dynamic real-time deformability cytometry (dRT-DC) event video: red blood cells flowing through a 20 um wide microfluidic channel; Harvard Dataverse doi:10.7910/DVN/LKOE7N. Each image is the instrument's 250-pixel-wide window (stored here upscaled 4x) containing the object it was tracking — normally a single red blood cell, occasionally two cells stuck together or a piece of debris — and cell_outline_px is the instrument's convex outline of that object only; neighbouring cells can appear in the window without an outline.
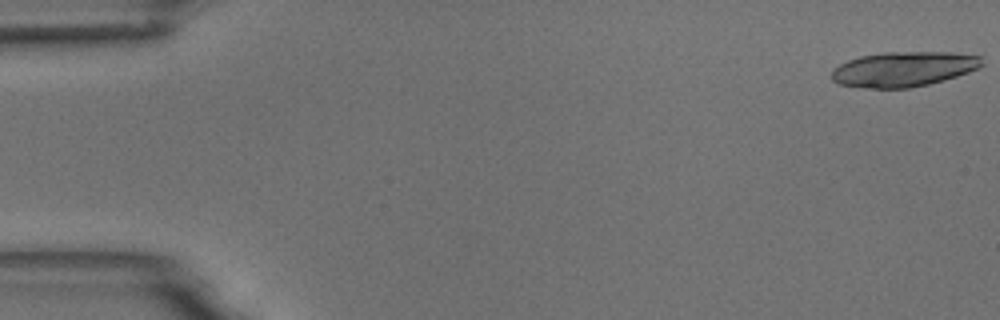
{"species": "common noctule bat (a hibernating species)", "species_latin": "Nyctalus noctula", "temperature_condition": "room temperature", "stored_images_in_passage": 6, "camera_frame_rate_fps": 3000, "um_per_image_px": 0.085, "animal": {"sex": "male", "body_mass_g": 18.8}, "frame": {"image": 1, "passage_image": 1, "time_ms": 0.0, "image_size_px": [1000, 320], "cell_outline_px": [[984, 64], [980, 68], [944, 80], [928, 84], [908, 88], [864, 88], [836, 84], [832, 80], [832, 72], [840, 64], [848, 60], [860, 56], [884, 52], [952, 52], [980, 56]], "centroid_in_image_um": [76.81, 5.87], "position_along_channel_um": 8.2, "area_um2": 30.69}}
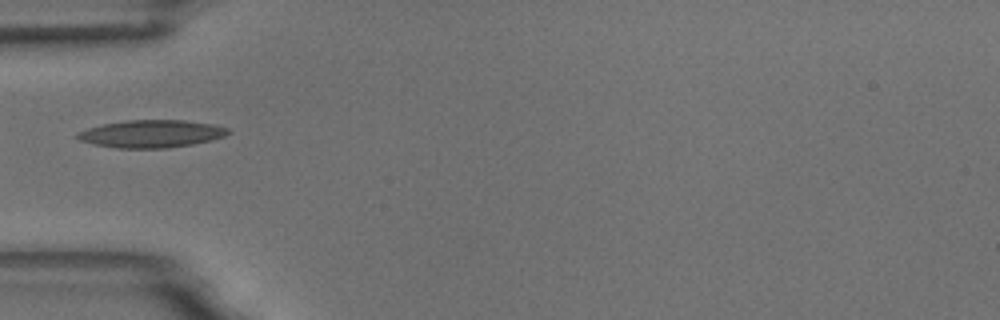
{"frame": {"image": 2, "passage_image": 6, "time_ms": 5.667, "image_size_px": [1000, 320], "cell_outline_px": [[232, 132], [224, 136], [212, 140], [192, 144], [168, 148], [116, 148], [92, 144], [80, 140], [76, 136], [76, 132], [88, 128], [104, 124], [124, 120], [184, 120], [212, 124], [228, 128]], "centroid_in_image_um": [12.86, 11.37], "position_along_channel_um": 72.1, "area_um2": 24.28}}